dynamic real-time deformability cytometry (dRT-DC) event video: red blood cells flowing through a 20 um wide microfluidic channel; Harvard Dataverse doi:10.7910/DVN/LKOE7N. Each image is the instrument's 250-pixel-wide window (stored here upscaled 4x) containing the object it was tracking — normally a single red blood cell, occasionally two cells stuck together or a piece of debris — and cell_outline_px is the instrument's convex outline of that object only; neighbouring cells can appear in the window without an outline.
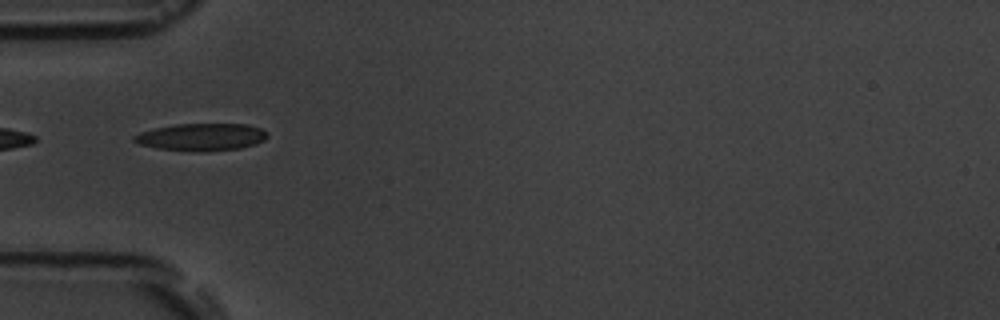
{"species": "common noctule bat (a hibernating species)", "species_latin": "Nyctalus noctula", "temperature_condition": "room temperature", "stored_images_in_passage": 9, "camera_frame_rate_fps": 3000, "um_per_image_px": 0.085, "animal": {"sex": "male", "body_mass_g": 19.5, "forearm_length_mm": 54.6}, "frame": {"image": 1, "passage_image": 6, "time_ms": 5.667, "image_size_px": [1000, 320], "cell_outline_px": [[268, 136], [264, 140], [256, 144], [240, 148], [204, 152], [200, 152], [156, 148], [140, 144], [132, 140], [132, 136], [140, 132], [156, 128], [176, 124], [248, 124], [260, 128], [268, 132]], "centroid_in_image_um": [17.14, 11.65], "position_along_channel_um": 67.9, "area_um2": 21.33}}
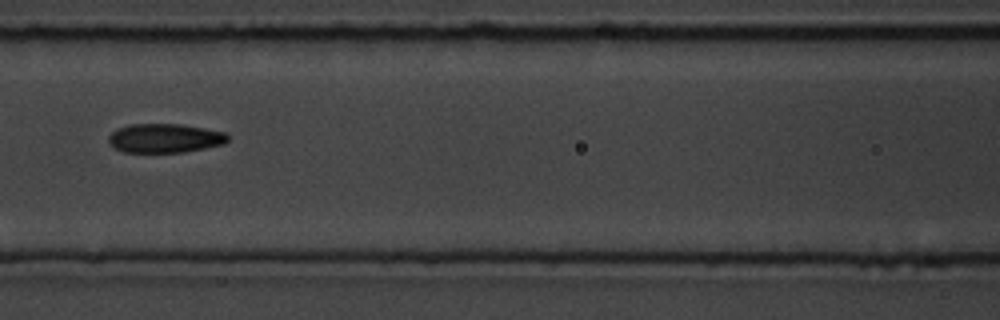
{"frame": {"image": 2, "passage_image": 8, "time_ms": 8.0, "image_size_px": [1000, 320], "cell_outline_px": [[228, 140], [224, 144], [184, 152], [124, 152], [112, 148], [108, 140], [108, 136], [116, 128], [132, 124], [180, 124], [204, 128], [224, 132], [228, 136]], "centroid_in_image_um": [13.97, 11.75], "position_along_channel_um": 152.6, "area_um2": 20.23}}
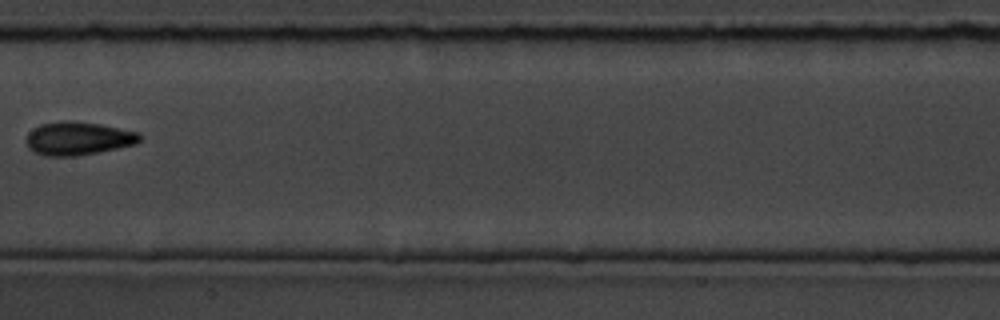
{"frame": {"image": 3, "passage_image": 9, "time_ms": 9.333, "image_size_px": [1000, 320], "cell_outline_px": [[140, 140], [136, 144], [76, 156], [44, 156], [28, 148], [28, 132], [32, 128], [40, 124], [64, 120], [100, 124], [140, 132]], "centroid_in_image_um": [6.64, 11.76], "position_along_channel_um": 200.8, "area_um2": 21.85}}